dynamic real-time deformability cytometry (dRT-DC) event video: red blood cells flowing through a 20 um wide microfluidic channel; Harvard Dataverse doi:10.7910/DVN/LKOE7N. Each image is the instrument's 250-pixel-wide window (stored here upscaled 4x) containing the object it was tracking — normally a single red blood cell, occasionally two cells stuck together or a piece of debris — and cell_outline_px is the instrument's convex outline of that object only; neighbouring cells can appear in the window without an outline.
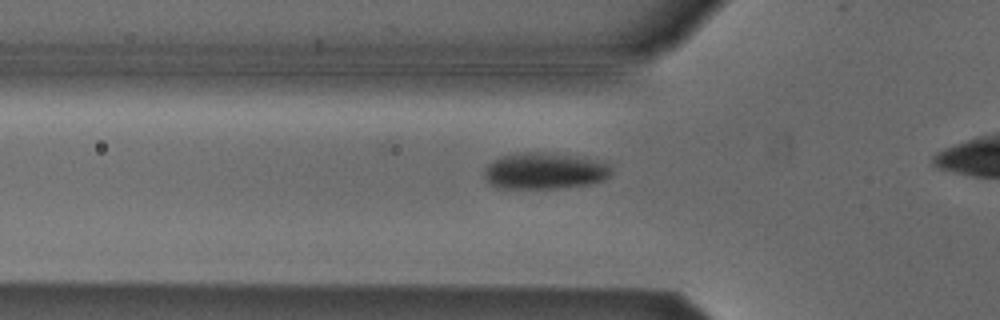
{"species": "Egyptian fruit bat (a non-hibernating species)", "species_latin": "Rousettus aegyptiacus", "temperature_condition": "cold", "stored_images_in_passage": 35, "camera_frame_rate_fps": 3000, "um_per_image_px": 0.085, "animal": {"sex": "male"}, "frame": {"image": 1, "passage_image": 9, "time_ms": 2.667, "image_size_px": [1000, 320], "cell_outline_px": [[612, 172], [604, 180], [588, 184], [556, 188], [496, 188], [484, 176], [484, 168], [488, 164], [504, 156], [528, 152], [544, 152], [584, 156], [608, 164], [612, 168]], "centroid_in_image_um": [46.33, 14.52], "position_along_channel_um": 79.5, "area_um2": 26.88}}
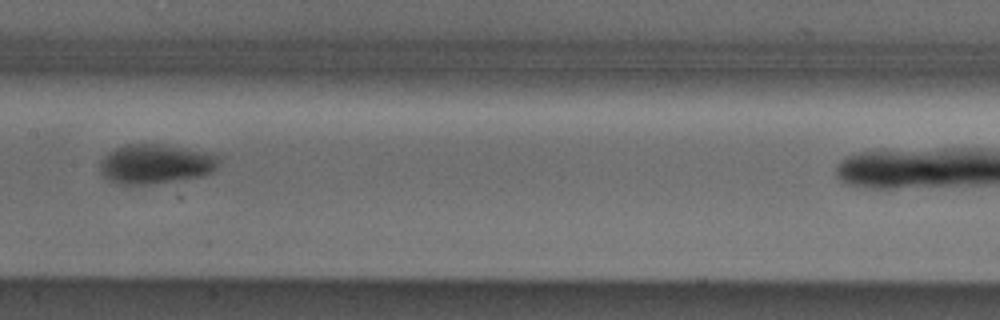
{"frame": {"image": 2, "passage_image": 18, "time_ms": 5.667, "image_size_px": [1000, 320], "cell_outline_px": [[220, 160], [216, 168], [212, 172], [200, 176], [152, 184], [120, 184], [104, 176], [100, 172], [100, 160], [108, 152], [124, 144], [164, 144], [216, 152]], "centroid_in_image_um": [13.27, 13.9], "position_along_channel_um": 194.1, "area_um2": 27.69}}
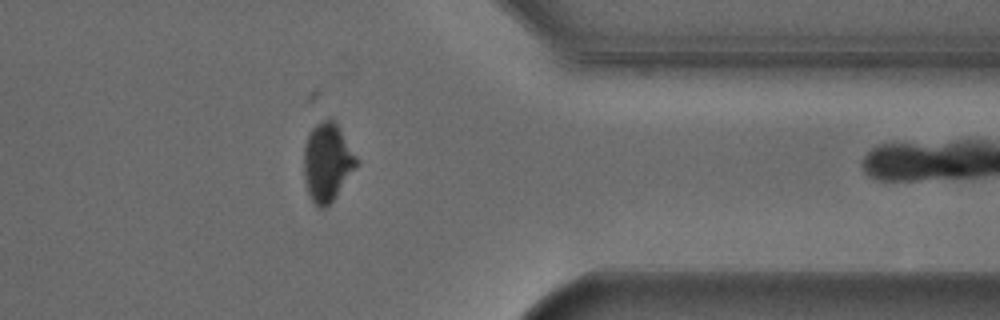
{"frame": {"image": 3, "passage_image": 34, "time_ms": 11.0, "image_size_px": [1000, 320], "cell_outline_px": [[360, 164], [336, 196], [324, 208], [320, 208], [308, 196], [304, 180], [304, 144], [308, 132], [316, 124], [328, 116], [336, 124], [360, 160]], "centroid_in_image_um": [27.82, 13.78], "position_along_channel_um": 383.6, "area_um2": 24.33}}